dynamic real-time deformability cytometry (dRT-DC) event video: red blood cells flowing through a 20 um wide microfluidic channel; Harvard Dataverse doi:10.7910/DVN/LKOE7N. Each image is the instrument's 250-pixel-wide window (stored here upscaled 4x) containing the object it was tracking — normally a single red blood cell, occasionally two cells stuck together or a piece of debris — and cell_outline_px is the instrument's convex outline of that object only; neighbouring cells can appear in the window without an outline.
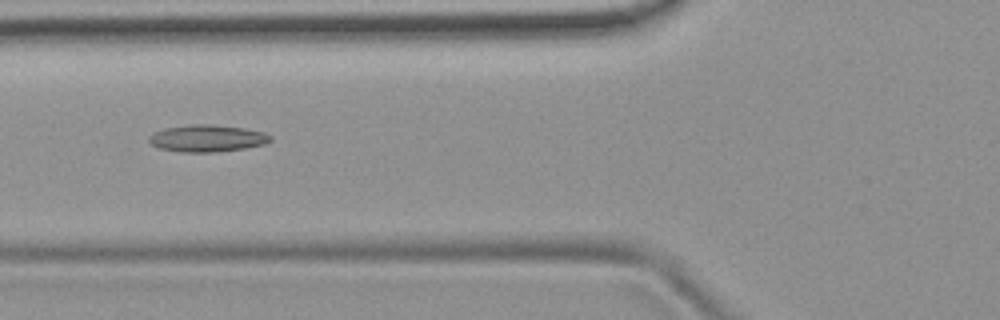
{"species": "common noctule bat (a hibernating species)", "species_latin": "Nyctalus noctula", "temperature_condition": "room temperature", "stored_images_in_passage": 5, "camera_frame_rate_fps": 3000, "um_per_image_px": 0.085, "animal": {"sex": "female", "body_mass_g": 19.9}, "frame": {"image": 1, "passage_image": 5, "time_ms": 5.0, "image_size_px": [1000, 320], "cell_outline_px": [[272, 140], [264, 144], [244, 148], [216, 152], [184, 152], [160, 148], [152, 144], [148, 140], [148, 136], [164, 128], [188, 124], [212, 124], [244, 128], [264, 132], [272, 136]], "centroid_in_image_um": [17.62, 11.74], "position_along_channel_um": 108.2, "area_um2": 19.07}}